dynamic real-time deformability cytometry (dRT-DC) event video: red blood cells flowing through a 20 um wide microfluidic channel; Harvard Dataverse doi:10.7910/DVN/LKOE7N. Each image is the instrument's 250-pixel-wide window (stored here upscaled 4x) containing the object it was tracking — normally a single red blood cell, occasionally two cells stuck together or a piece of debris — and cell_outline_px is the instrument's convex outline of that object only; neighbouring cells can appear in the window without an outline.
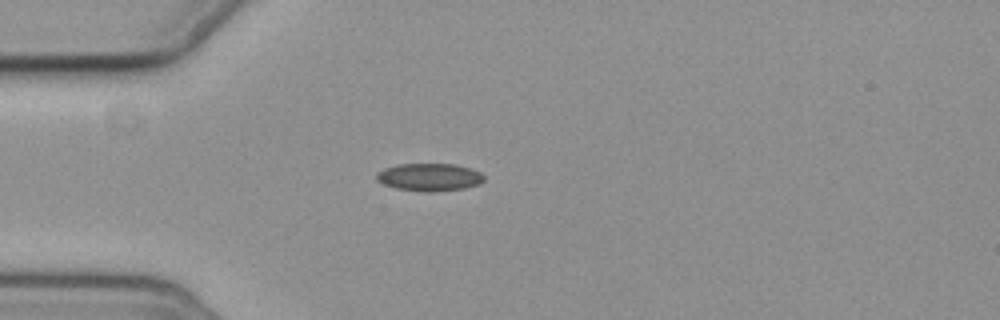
{"species": "common noctule bat (a hibernating species)", "species_latin": "Nyctalus noctula", "temperature_condition": "cold", "stored_images_in_passage": 12, "camera_frame_rate_fps": 3000, "um_per_image_px": 0.085, "animal": {"sex": "female", "body_mass_g": 19.3, "forearm_length_mm": 54.1}, "frame": {"image": 1, "passage_image": 1, "time_ms": 0.0, "image_size_px": [1000, 320], "cell_outline_px": [[484, 180], [480, 184], [464, 188], [432, 192], [428, 192], [396, 188], [384, 184], [376, 180], [376, 172], [384, 168], [396, 164], [456, 164], [480, 172], [484, 176]], "centroid_in_image_um": [36.48, 15.05], "position_along_channel_um": 48.5, "area_um2": 17.34}}
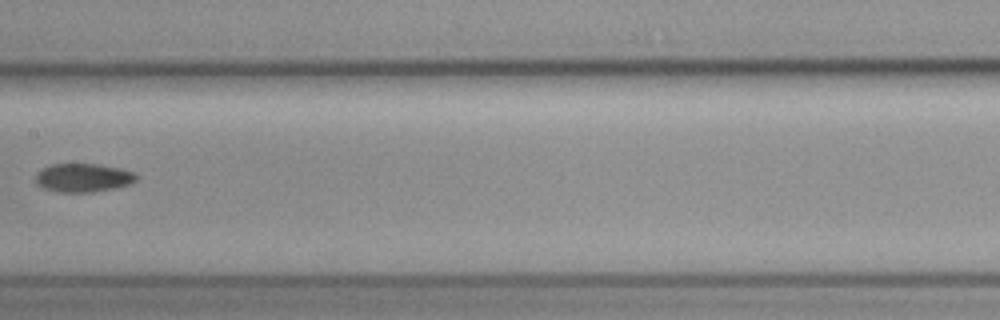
{"frame": {"image": 2, "passage_image": 5, "time_ms": 4.667, "image_size_px": [1000, 320], "cell_outline_px": [[136, 180], [132, 184], [92, 192], [60, 192], [44, 188], [36, 184], [36, 176], [44, 168], [52, 164], [100, 164], [120, 168], [136, 172]], "centroid_in_image_um": [7.11, 15.1], "position_along_channel_um": 200.3, "area_um2": 16.65}}
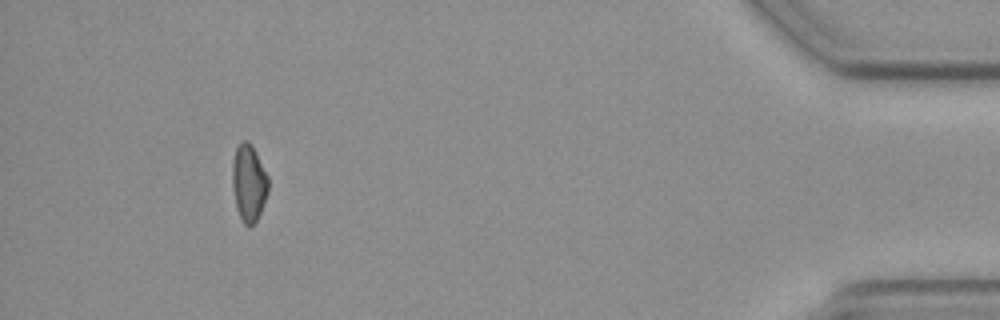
{"frame": {"image": 3, "passage_image": 11, "time_ms": 12.667, "image_size_px": [1000, 320], "cell_outline_px": [[268, 192], [256, 224], [248, 228], [244, 224], [236, 208], [232, 188], [232, 164], [236, 148], [244, 140], [248, 140], [252, 144], [268, 176]], "centroid_in_image_um": [21.15, 15.58], "position_along_channel_um": 414.1, "area_um2": 16.36}}